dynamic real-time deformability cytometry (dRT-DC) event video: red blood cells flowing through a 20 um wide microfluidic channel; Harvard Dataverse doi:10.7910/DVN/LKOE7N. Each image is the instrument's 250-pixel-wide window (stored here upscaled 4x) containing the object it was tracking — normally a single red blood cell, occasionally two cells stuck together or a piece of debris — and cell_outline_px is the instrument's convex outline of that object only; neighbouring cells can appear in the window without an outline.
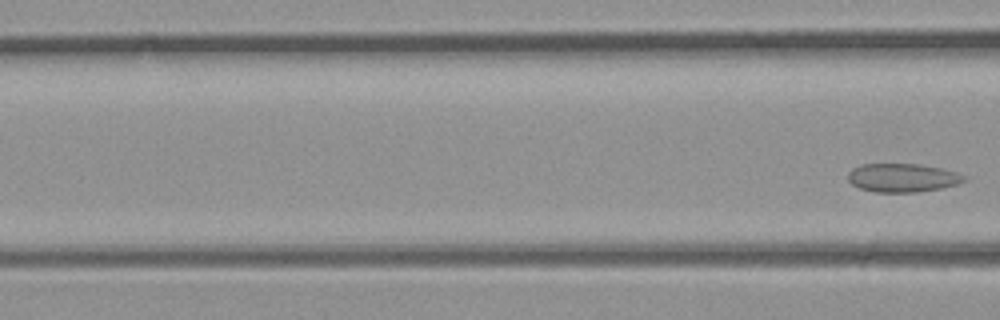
{"species": "common noctule bat (a hibernating species)", "species_latin": "Nyctalus noctula", "temperature_condition": "room temperature", "stored_images_in_passage": 5, "segment_of_instrument_passage": [2, 2], "camera_frame_rate_fps": 3000, "um_per_image_px": 0.085, "animal": {"sex": "male", "body_mass_g": 23.1, "forearm_length_mm": 52.7}, "frame": {"image": 1, "passage_image": 5, "time_ms": 1.333, "image_size_px": [1000, 320], "cell_outline_px": [[964, 180], [956, 184], [940, 188], [920, 192], [876, 192], [860, 188], [852, 184], [848, 180], [848, 172], [852, 168], [860, 164], [920, 164], [940, 168], [956, 172], [964, 176]], "centroid_in_image_um": [76.66, 15.1], "position_along_channel_um": 89.9, "area_um2": 19.19}}